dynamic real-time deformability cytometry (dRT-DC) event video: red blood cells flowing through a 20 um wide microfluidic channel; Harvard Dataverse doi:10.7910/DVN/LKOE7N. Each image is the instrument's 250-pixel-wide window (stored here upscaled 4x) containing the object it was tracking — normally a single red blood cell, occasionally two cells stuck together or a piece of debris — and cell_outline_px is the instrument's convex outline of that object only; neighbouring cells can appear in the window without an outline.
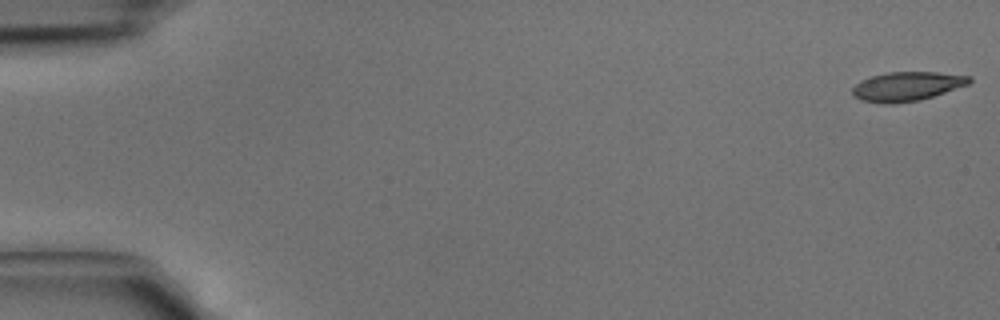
{"species": "common noctule bat (a hibernating species)", "species_latin": "Nyctalus noctula", "temperature_condition": "cold", "stored_images_in_passage": 38, "camera_frame_rate_fps": 3000, "um_per_image_px": 0.085, "animal": {"sex": "male", "body_mass_g": 15.6}, "frame": {"image": 1, "passage_image": 1, "time_ms": 0.0, "image_size_px": [1000, 320], "cell_outline_px": [[972, 80], [968, 84], [920, 100], [892, 104], [884, 104], [860, 100], [852, 96], [852, 88], [860, 80], [872, 76], [888, 72], [936, 72], [972, 76]], "centroid_in_image_um": [77.05, 7.34], "position_along_channel_um": 8.0, "area_um2": 19.88}}
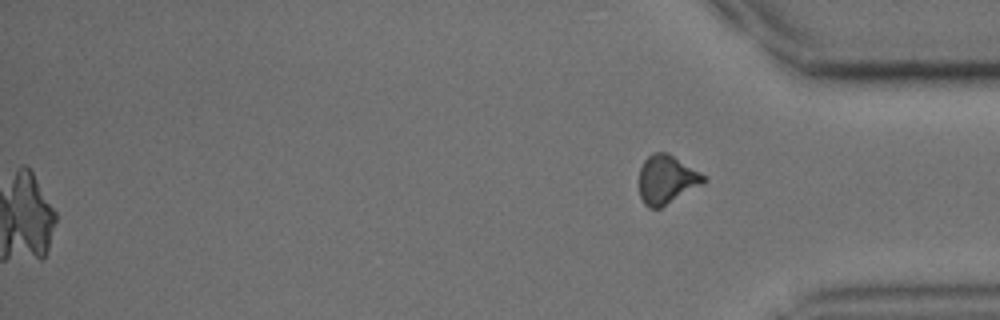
{"frame": {"image": 2, "passage_image": 38, "time_ms": 12.333, "image_size_px": [1000, 320], "cell_outline_px": [[708, 180], [660, 208], [648, 208], [644, 204], [640, 196], [640, 168], [644, 160], [652, 152], [668, 152], [708, 176]], "centroid_in_image_um": [56.68, 15.23], "position_along_channel_um": 378.5, "area_um2": 18.32}}